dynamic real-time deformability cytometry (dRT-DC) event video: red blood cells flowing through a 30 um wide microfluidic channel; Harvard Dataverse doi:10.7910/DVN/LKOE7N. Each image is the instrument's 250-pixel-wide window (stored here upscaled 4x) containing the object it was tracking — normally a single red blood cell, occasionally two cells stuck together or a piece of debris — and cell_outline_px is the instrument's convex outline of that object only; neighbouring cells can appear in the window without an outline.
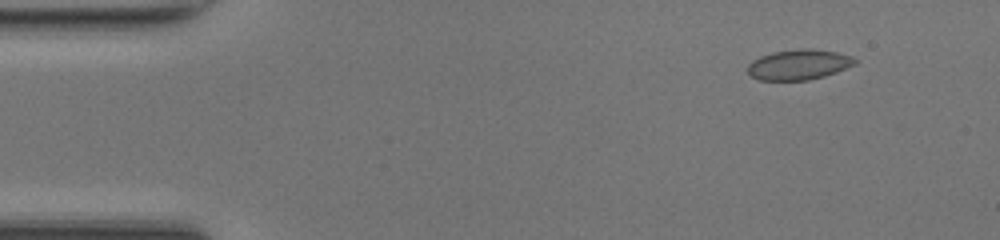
{"species": "common noctule bat (a hibernating species)", "species_latin": "Nyctalus noctula", "temperature_condition": "room temperature", "stored_images_in_passage": 48, "camera_frame_rate_fps": 3000, "um_per_image_px": 0.085, "animal": {"sex": "female", "body_mass_g": 17.0, "forearm_length_mm": 48.0}, "frame": {"image": 1, "passage_image": 5, "time_ms": 1.333, "image_size_px": [1000, 240], "cell_outline_px": [[860, 60], [856, 64], [836, 72], [824, 76], [808, 80], [760, 80], [752, 76], [748, 72], [748, 64], [752, 60], [760, 56], [772, 52], [800, 48], [812, 48], [836, 52], [852, 56]], "centroid_in_image_um": [67.93, 5.48], "position_along_channel_um": 17.1, "area_um2": 19.07}}
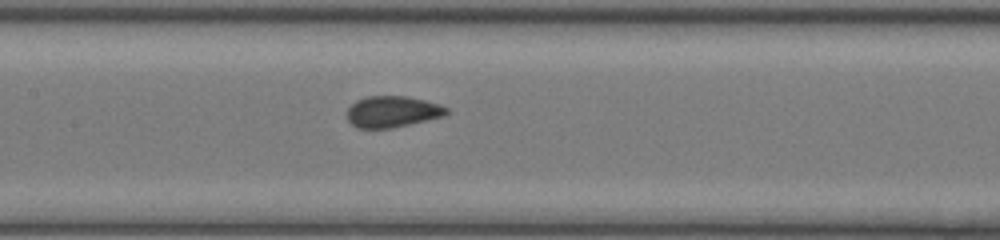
{"frame": {"image": 2, "passage_image": 23, "time_ms": 7.333, "image_size_px": [1000, 240], "cell_outline_px": [[448, 112], [444, 116], [392, 128], [356, 128], [348, 120], [348, 108], [356, 100], [368, 96], [404, 96], [424, 100], [440, 104], [448, 108]], "centroid_in_image_um": [33.35, 9.49], "position_along_channel_um": 174.0, "area_um2": 18.03}}
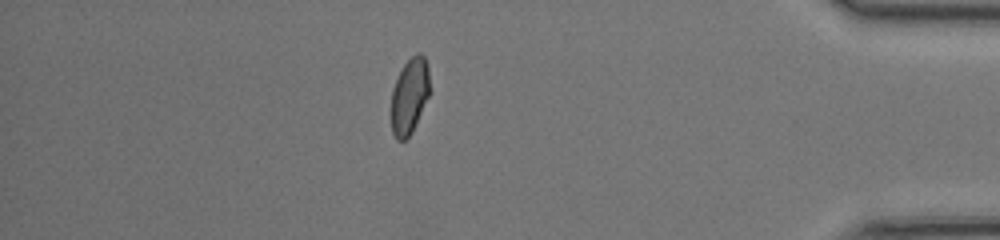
{"frame": {"image": 3, "passage_image": 42, "time_ms": 13.667, "image_size_px": [1000, 240], "cell_outline_px": [[428, 96], [412, 132], [404, 140], [396, 140], [392, 132], [392, 88], [404, 64], [416, 52], [420, 52], [424, 56], [428, 64]], "centroid_in_image_um": [34.8, 8.14], "position_along_channel_um": 400.4, "area_um2": 16.65}}